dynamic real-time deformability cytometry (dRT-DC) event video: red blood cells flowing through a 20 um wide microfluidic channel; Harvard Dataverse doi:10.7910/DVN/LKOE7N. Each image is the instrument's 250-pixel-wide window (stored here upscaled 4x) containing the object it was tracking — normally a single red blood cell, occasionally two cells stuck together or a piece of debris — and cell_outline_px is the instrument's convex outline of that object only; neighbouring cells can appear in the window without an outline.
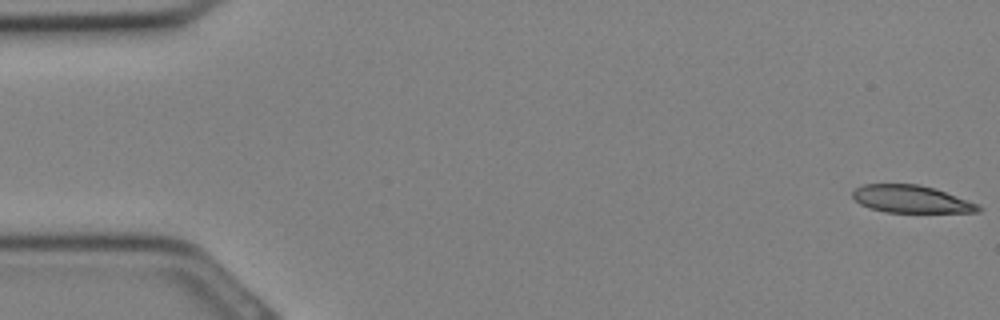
{"species": "Egyptian fruit bat (a non-hibernating species)", "species_latin": "Rousettus aegyptiacus", "temperature_condition": "cold", "stored_images_in_passage": 32, "camera_frame_rate_fps": 3000, "um_per_image_px": 0.085, "animal": {"sex": "female"}, "frame": {"image": 1, "passage_image": 1, "time_ms": 0.0, "image_size_px": [1000, 320], "cell_outline_px": [[984, 208], [980, 212], [884, 212], [868, 208], [860, 204], [852, 196], [852, 192], [856, 188], [864, 184], [920, 184], [980, 204]], "centroid_in_image_um": [77.46, 16.93], "position_along_channel_um": 7.5, "area_um2": 20.11}}
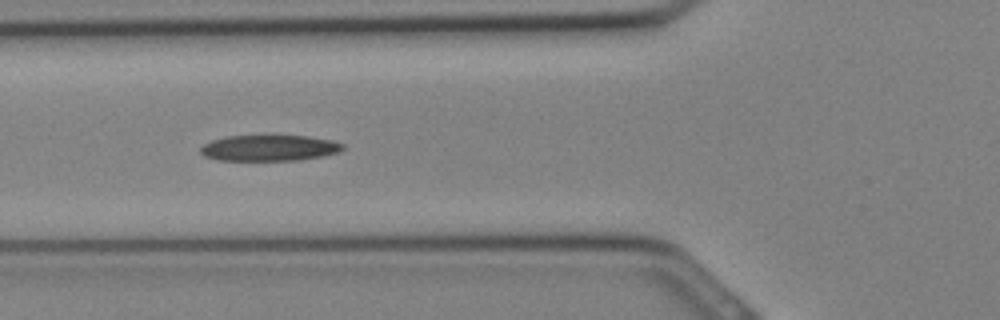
{"frame": {"image": 2, "passage_image": 12, "time_ms": 3.667, "image_size_px": [1000, 320], "cell_outline_px": [[344, 148], [340, 152], [324, 156], [300, 160], [216, 160], [204, 156], [200, 152], [200, 148], [204, 144], [212, 140], [228, 136], [308, 136], [332, 140], [344, 144]], "centroid_in_image_um": [22.92, 12.58], "position_along_channel_um": 102.9, "area_um2": 21.56}}
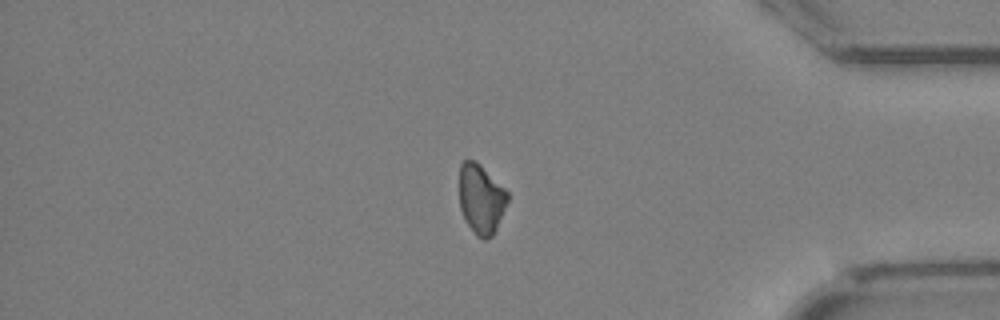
{"frame": {"image": 3, "passage_image": 27, "time_ms": 8.667, "image_size_px": [1000, 320], "cell_outline_px": [[508, 200], [496, 228], [492, 236], [484, 240], [476, 236], [468, 224], [460, 208], [460, 164], [464, 160], [476, 160], [508, 192]], "centroid_in_image_um": [40.89, 16.9], "position_along_channel_um": 394.3, "area_um2": 19.31}}